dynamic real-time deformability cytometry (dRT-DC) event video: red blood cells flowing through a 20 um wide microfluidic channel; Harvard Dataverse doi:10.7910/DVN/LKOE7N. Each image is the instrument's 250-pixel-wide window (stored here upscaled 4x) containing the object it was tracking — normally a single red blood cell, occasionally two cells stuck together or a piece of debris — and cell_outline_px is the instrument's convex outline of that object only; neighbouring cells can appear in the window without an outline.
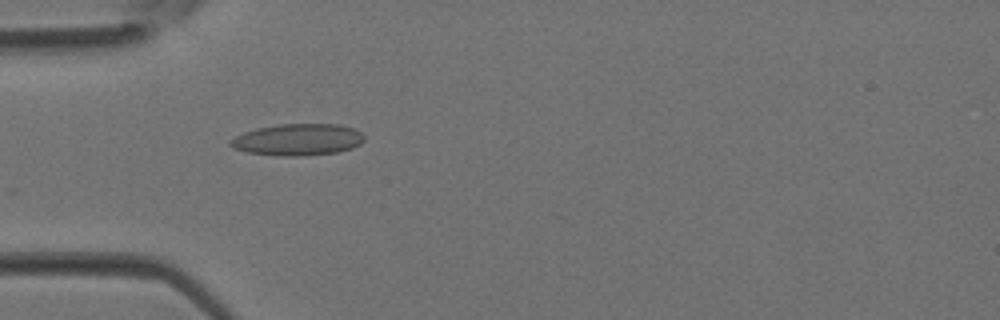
{"species": "Egyptian fruit bat (a non-hibernating species)", "species_latin": "Rousettus aegyptiacus", "temperature_condition": "room temperature", "stored_images_in_passage": 4, "camera_frame_rate_fps": 3000, "um_per_image_px": 0.085, "animal": {"sex": "female"}, "frame": {"image": 1, "passage_image": 4, "time_ms": 1.0, "image_size_px": [1000, 320], "cell_outline_px": [[364, 140], [360, 144], [352, 148], [336, 152], [300, 156], [276, 156], [248, 152], [232, 148], [228, 144], [228, 140], [244, 132], [256, 128], [280, 124], [336, 124], [352, 128], [360, 132], [364, 136]], "centroid_in_image_um": [25.27, 11.87], "position_along_channel_um": 59.7, "area_um2": 24.74}}